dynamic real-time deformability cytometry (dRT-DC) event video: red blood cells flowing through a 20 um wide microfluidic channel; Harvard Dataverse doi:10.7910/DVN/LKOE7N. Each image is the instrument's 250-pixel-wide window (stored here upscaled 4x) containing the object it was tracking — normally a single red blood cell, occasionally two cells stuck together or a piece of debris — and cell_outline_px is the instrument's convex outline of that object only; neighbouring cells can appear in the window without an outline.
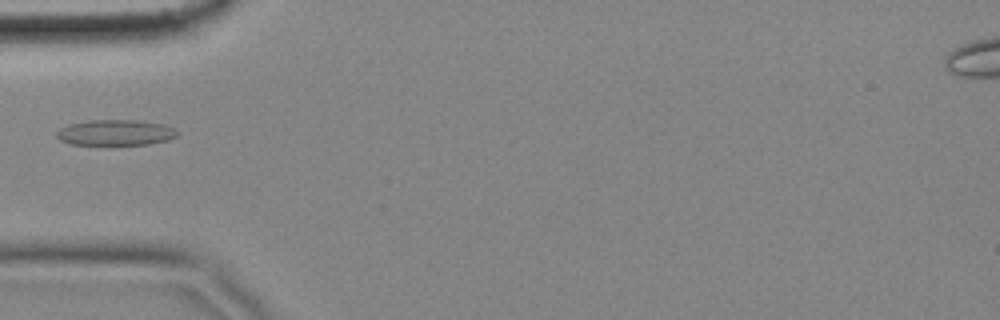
{"species": "common noctule bat (a hibernating species)", "species_latin": "Nyctalus noctula", "temperature_condition": "cold", "stored_images_in_passage": 40, "camera_frame_rate_fps": 3000, "um_per_image_px": 0.085, "animal": {"sex": "female", "body_mass_g": 18.4}, "frame": {"image": 1, "passage_image": 1, "time_ms": 0.0, "image_size_px": [1000, 320], "cell_outline_px": [[180, 132], [176, 136], [168, 140], [148, 144], [72, 144], [60, 140], [56, 136], [56, 132], [60, 128], [68, 124], [88, 120], [136, 120], [164, 124], [176, 128]], "centroid_in_image_um": [9.84, 11.26], "position_along_channel_um": 75.2, "area_um2": 18.09}}
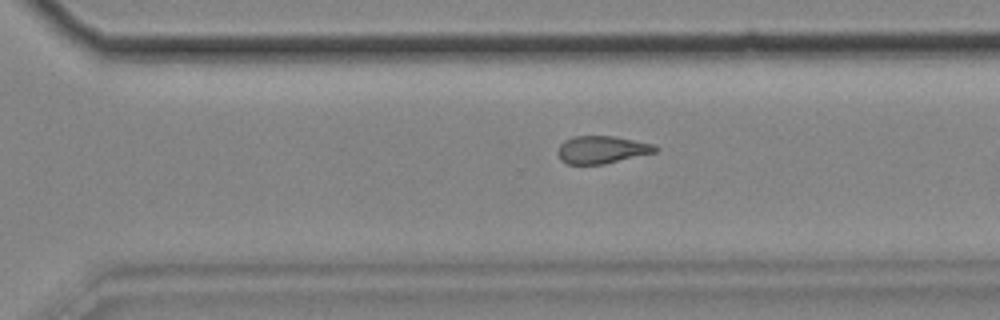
{"frame": {"image": 2, "passage_image": 22, "time_ms": 7.0, "image_size_px": [1000, 320], "cell_outline_px": [[660, 148], [656, 152], [604, 164], [568, 164], [560, 160], [556, 152], [560, 144], [564, 140], [572, 136], [612, 136], [656, 144]], "centroid_in_image_um": [51.15, 12.72], "position_along_channel_um": 319.5, "area_um2": 15.84}}
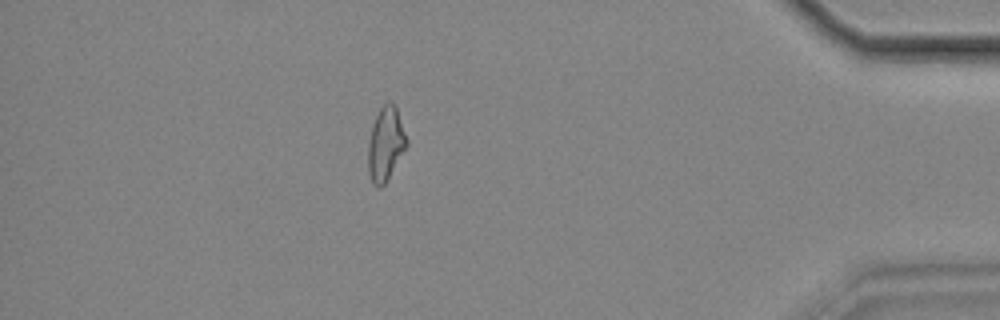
{"frame": {"image": 3, "passage_image": 33, "time_ms": 10.667, "image_size_px": [1000, 320], "cell_outline_px": [[408, 144], [384, 184], [380, 188], [376, 188], [372, 184], [368, 172], [368, 144], [372, 124], [380, 108], [388, 100], [396, 108], [408, 140]], "centroid_in_image_um": [32.76, 12.26], "position_along_channel_um": 402.4, "area_um2": 16.42}}